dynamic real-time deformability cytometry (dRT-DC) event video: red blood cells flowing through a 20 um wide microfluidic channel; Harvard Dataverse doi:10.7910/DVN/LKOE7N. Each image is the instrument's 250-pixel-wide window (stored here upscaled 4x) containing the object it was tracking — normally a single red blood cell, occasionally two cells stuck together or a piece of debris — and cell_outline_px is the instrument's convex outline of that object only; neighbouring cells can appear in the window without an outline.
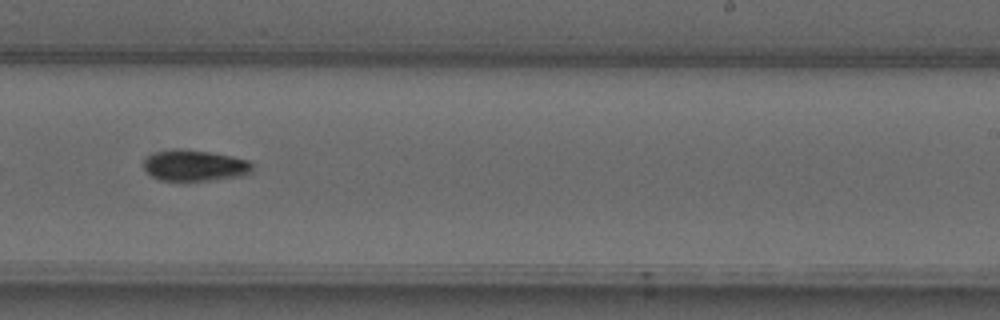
{"species": "common noctule bat (a hibernating species)", "species_latin": "Nyctalus noctula", "temperature_condition": "warm", "stored_images_in_passage": 33, "camera_frame_rate_fps": 3000, "um_per_image_px": 0.085, "animal": {"sex": "male", "forearm_length_mm": 52.5}, "frame": {"image": 1, "passage_image": 19, "time_ms": 6.0, "image_size_px": [1000, 320], "cell_outline_px": [[252, 172], [244, 176], [184, 184], [160, 180], [152, 176], [144, 168], [144, 160], [148, 156], [156, 152], [172, 148], [180, 148], [208, 152], [248, 160], [252, 164]], "centroid_in_image_um": [16.53, 14.12], "position_along_channel_um": 272.5, "area_um2": 20.4}}